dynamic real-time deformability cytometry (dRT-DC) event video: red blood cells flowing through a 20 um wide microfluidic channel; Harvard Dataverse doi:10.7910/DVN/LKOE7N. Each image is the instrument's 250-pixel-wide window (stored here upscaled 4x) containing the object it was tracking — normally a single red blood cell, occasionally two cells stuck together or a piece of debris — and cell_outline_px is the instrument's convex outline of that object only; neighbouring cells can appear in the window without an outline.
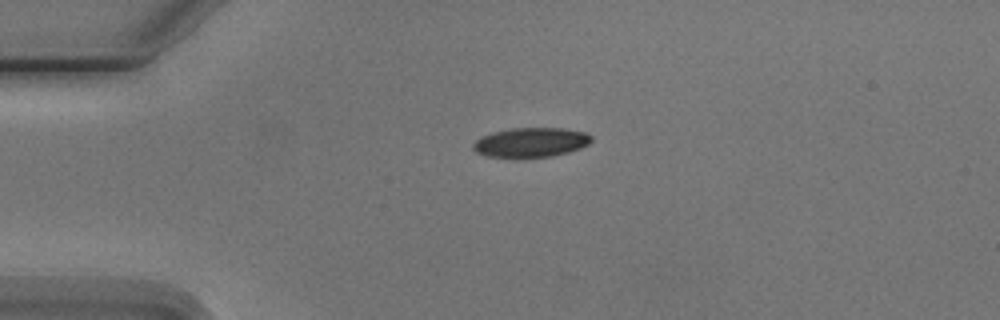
{"species": "Egyptian fruit bat (a non-hibernating species)", "species_latin": "Rousettus aegyptiacus", "temperature_condition": "cold", "stored_images_in_passage": 3, "camera_frame_rate_fps": 3000, "um_per_image_px": 0.085, "animal": {"sex": "male"}, "frame": {"image": 1, "passage_image": 1, "time_ms": 0.0, "image_size_px": [1000, 320], "cell_outline_px": [[592, 140], [588, 144], [580, 148], [568, 152], [552, 156], [488, 156], [476, 152], [472, 148], [472, 144], [476, 140], [484, 136], [496, 132], [512, 128], [564, 128], [584, 132], [592, 136]], "centroid_in_image_um": [45.16, 12.08], "position_along_channel_um": 39.8, "area_um2": 19.83}}
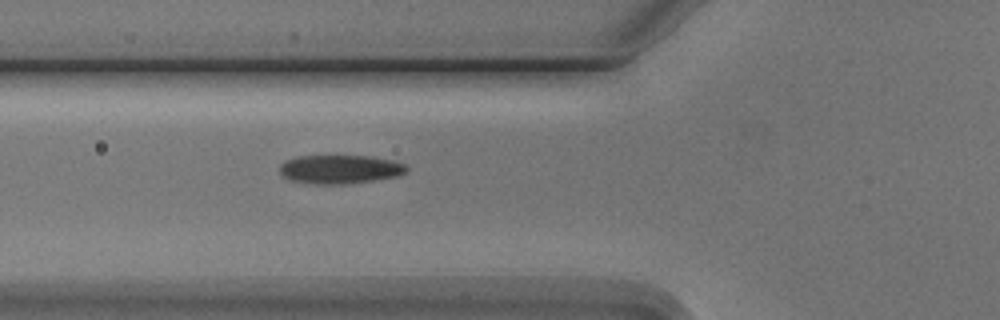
{"frame": {"image": 2, "passage_image": 3, "time_ms": 2.333, "image_size_px": [1000, 320], "cell_outline_px": [[408, 172], [396, 176], [372, 180], [344, 184], [316, 184], [288, 180], [280, 172], [280, 164], [284, 160], [296, 156], [372, 156], [392, 160], [404, 164], [408, 168]], "centroid_in_image_um": [28.87, 14.38], "position_along_channel_um": 96.9, "area_um2": 21.27}}